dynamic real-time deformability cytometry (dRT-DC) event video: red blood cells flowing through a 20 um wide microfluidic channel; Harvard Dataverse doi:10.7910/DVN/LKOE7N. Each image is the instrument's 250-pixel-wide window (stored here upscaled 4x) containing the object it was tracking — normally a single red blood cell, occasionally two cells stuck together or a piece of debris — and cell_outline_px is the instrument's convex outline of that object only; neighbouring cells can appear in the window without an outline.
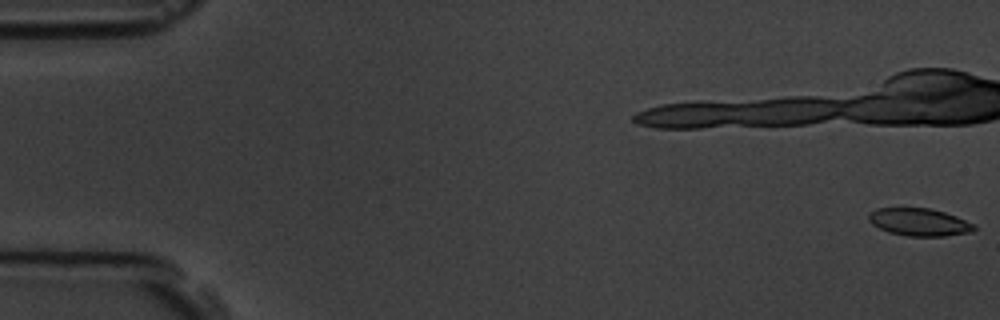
{"species": "common noctule bat (a hibernating species)", "species_latin": "Nyctalus noctula", "temperature_condition": "room temperature", "stored_images_in_passage": 5, "segment_of_instrument_passage": [2, 2], "camera_frame_rate_fps": 3000, "um_per_image_px": 0.085, "animal": {"sex": "male", "body_mass_g": 19.5, "forearm_length_mm": 54.6}, "frame": {"image": 1, "passage_image": 5, "time_ms": 5.333, "image_size_px": [1000, 320], "cell_outline_px": [[976, 228], [972, 232], [944, 236], [908, 236], [888, 232], [872, 224], [868, 220], [868, 216], [876, 208], [928, 208], [944, 212], [956, 216], [976, 224]], "centroid_in_image_um": [78.16, 18.88], "position_along_channel_um": 6.8, "area_um2": 16.94}}